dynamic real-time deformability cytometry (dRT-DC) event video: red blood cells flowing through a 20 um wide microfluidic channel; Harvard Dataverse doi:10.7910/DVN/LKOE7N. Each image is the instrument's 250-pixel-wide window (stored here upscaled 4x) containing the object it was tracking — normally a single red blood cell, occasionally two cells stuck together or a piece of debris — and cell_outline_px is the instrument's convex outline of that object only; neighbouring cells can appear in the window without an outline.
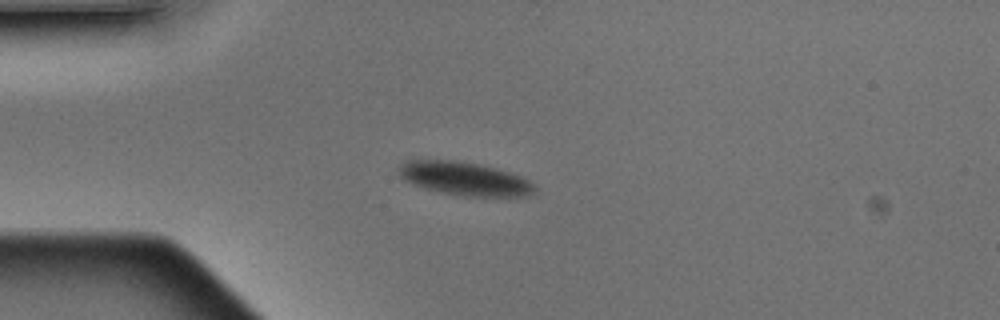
{"species": "Egyptian fruit bat (a non-hibernating species)", "species_latin": "Rousettus aegyptiacus", "temperature_condition": "warm", "stored_images_in_passage": 6, "camera_frame_rate_fps": 3000, "um_per_image_px": 0.085, "animal": {"sex": "male"}, "frame": {"image": 1, "passage_image": 1, "time_ms": 0.0, "image_size_px": [1000, 320], "cell_outline_px": [[536, 192], [532, 196], [464, 196], [440, 192], [424, 188], [404, 180], [400, 176], [400, 164], [408, 160], [456, 160], [476, 164], [508, 172], [520, 176], [536, 184]], "centroid_in_image_um": [39.52, 15.2], "position_along_channel_um": 45.5, "area_um2": 26.24}}